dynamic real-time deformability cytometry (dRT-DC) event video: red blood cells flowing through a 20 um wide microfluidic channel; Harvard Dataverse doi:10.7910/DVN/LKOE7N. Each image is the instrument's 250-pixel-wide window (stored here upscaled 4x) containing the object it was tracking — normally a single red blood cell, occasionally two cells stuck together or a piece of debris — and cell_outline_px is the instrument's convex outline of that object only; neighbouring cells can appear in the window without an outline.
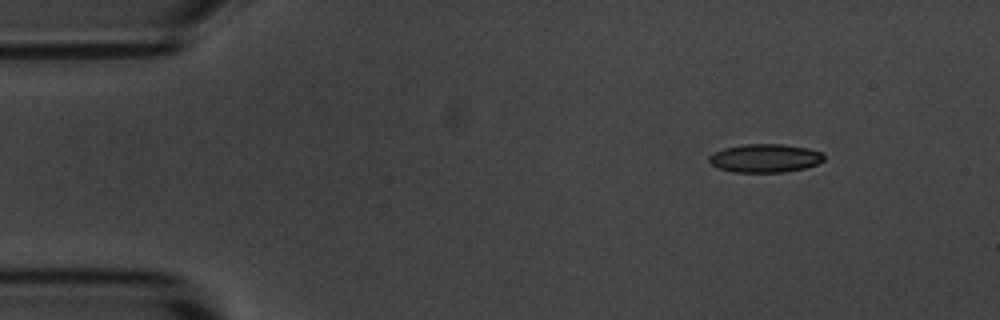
{"species": "common noctule bat (a hibernating species)", "species_latin": "Nyctalus noctula", "temperature_condition": "room temperature", "stored_images_in_passage": 50, "camera_frame_rate_fps": 3000, "um_per_image_px": 0.085, "animal": {"sex": "male", "body_mass_g": 20.1, "forearm_length_mm": 53.5}, "frame": {"image": 1, "passage_image": 1, "time_ms": 0.0, "image_size_px": [1000, 320], "cell_outline_px": [[824, 160], [816, 164], [804, 168], [784, 172], [736, 172], [720, 168], [712, 164], [708, 160], [708, 156], [724, 148], [744, 144], [784, 144], [808, 148], [824, 152]], "centroid_in_image_um": [65.07, 13.43], "position_along_channel_um": 19.9, "area_um2": 18.96}}
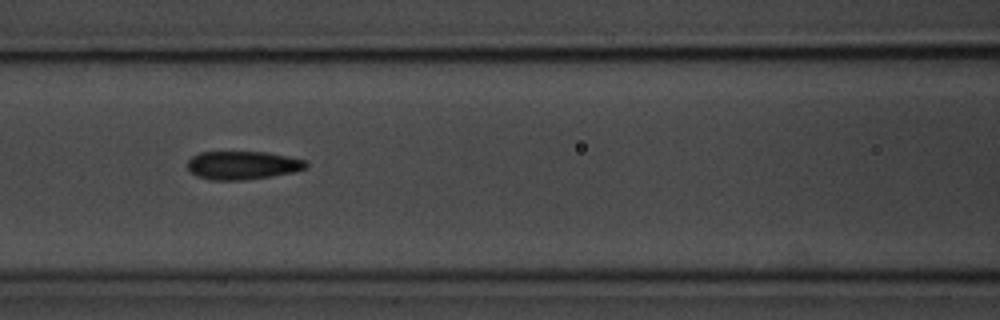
{"frame": {"image": 2, "passage_image": 18, "time_ms": 5.667, "image_size_px": [1000, 320], "cell_outline_px": [[308, 164], [304, 168], [292, 172], [272, 176], [244, 180], [208, 180], [196, 176], [188, 172], [188, 160], [192, 156], [200, 152], [264, 152], [304, 160]], "centroid_in_image_um": [20.53, 14.06], "position_along_channel_um": 146.1, "area_um2": 19.48}}
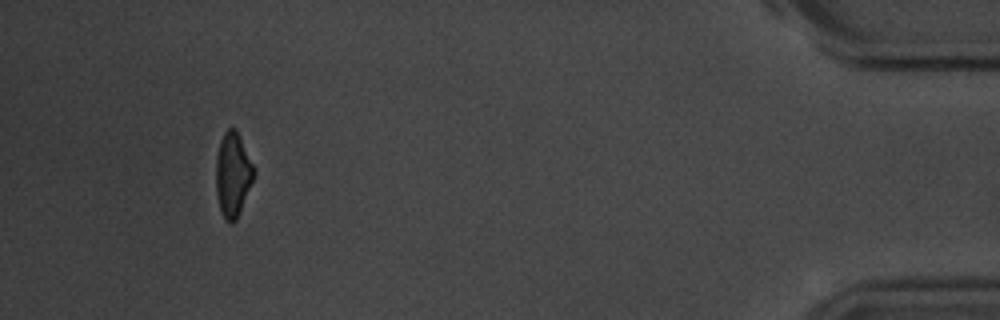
{"frame": {"image": 3, "passage_image": 46, "time_ms": 15.0, "image_size_px": [1000, 320], "cell_outline_px": [[256, 172], [240, 212], [236, 220], [232, 224], [224, 220], [220, 208], [216, 192], [216, 156], [220, 140], [224, 132], [228, 128], [236, 128]], "centroid_in_image_um": [19.78, 14.84], "position_along_channel_um": 415.4, "area_um2": 18.61}, "authors_computed_cell_mechanics": {"area_um2": 19.4786, "velocity_mm_per_s": 3.6208, "shape_relaxation_time_tau1_ms": 5.0518, "shape_relaxation_time_tau2_ms": 1.4357, "deformation_change_tau1": 0.1559, "deformation_change_tau2": 0.0781}}